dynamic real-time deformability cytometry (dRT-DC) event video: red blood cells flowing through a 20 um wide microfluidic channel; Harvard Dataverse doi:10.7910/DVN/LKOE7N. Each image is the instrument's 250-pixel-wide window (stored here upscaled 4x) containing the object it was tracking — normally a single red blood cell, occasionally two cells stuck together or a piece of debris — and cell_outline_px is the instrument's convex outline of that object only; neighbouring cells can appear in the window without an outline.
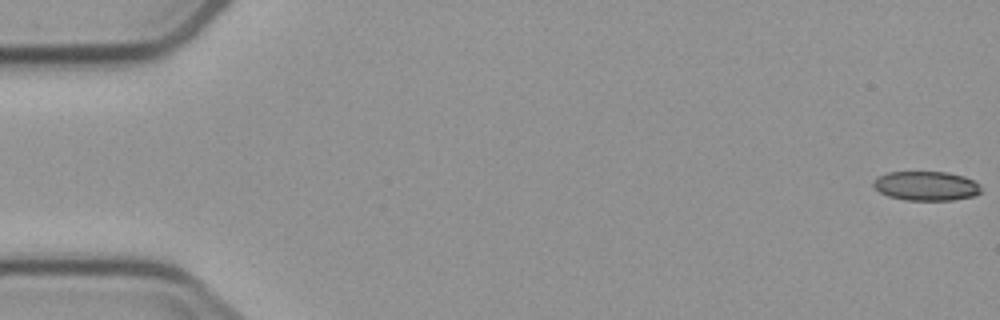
{"species": "common noctule bat (a hibernating species)", "species_latin": "Nyctalus noctula", "temperature_condition": "cold", "stored_images_in_passage": 10, "camera_frame_rate_fps": 3000, "um_per_image_px": 0.085, "animal": {"sex": "male", "body_mass_g": 23.1, "forearm_length_mm": 52.7}, "frame": {"image": 1, "passage_image": 1, "time_ms": 0.0, "image_size_px": [1000, 320], "cell_outline_px": [[980, 192], [972, 196], [952, 200], [904, 200], [888, 196], [880, 192], [872, 184], [880, 176], [888, 172], [948, 172], [964, 176], [980, 184]], "centroid_in_image_um": [78.74, 15.8], "position_along_channel_um": 6.3, "area_um2": 18.21}}
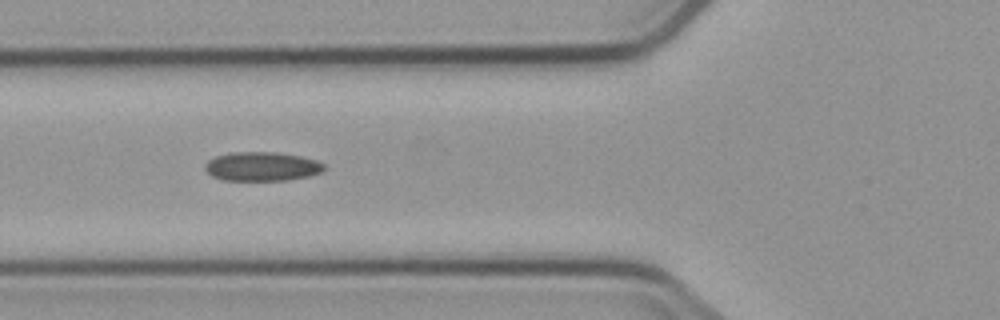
{"frame": {"image": 2, "passage_image": 7, "time_ms": 6.667, "image_size_px": [1000, 320], "cell_outline_px": [[324, 168], [320, 172], [308, 176], [288, 180], [224, 180], [212, 176], [204, 168], [204, 164], [208, 160], [216, 156], [232, 152], [276, 152], [300, 156], [316, 160], [324, 164]], "centroid_in_image_um": [22.24, 14.14], "position_along_channel_um": 103.6, "area_um2": 20.06}}
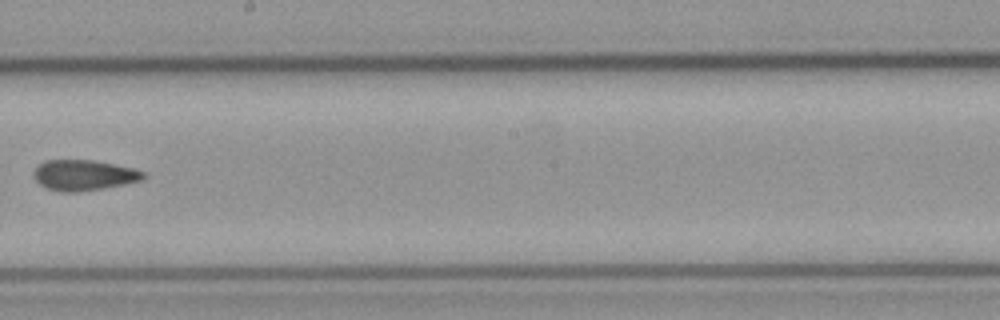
{"frame": {"image": 3, "passage_image": 10, "time_ms": 10.333, "image_size_px": [1000, 320], "cell_outline_px": [[144, 180], [104, 188], [76, 192], [60, 192], [44, 188], [32, 176], [32, 172], [44, 160], [92, 160], [132, 168], [144, 172]], "centroid_in_image_um": [7.08, 14.9], "position_along_channel_um": 241.1, "area_um2": 19.54}}